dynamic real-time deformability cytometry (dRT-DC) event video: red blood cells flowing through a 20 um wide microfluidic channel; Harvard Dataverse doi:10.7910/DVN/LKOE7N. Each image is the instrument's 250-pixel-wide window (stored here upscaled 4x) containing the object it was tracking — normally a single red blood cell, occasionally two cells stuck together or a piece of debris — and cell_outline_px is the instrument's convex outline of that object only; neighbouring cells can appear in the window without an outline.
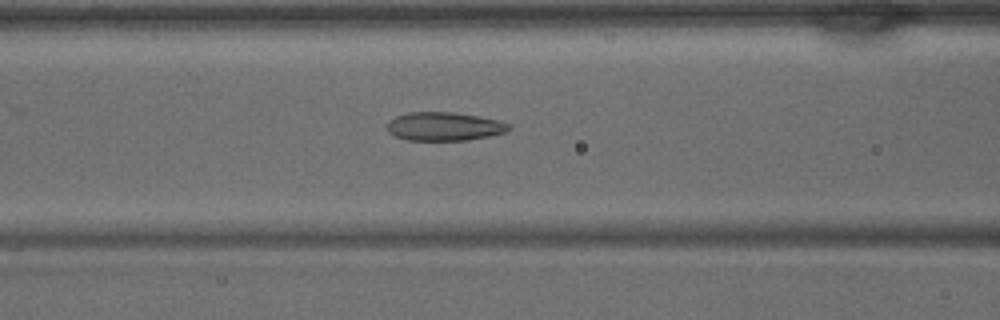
{"species": "common noctule bat (a hibernating species)", "species_latin": "Nyctalus noctula", "temperature_condition": "warm", "stored_images_in_passage": 26, "camera_frame_rate_fps": 3000, "um_per_image_px": 0.085, "animal": {"sex": "male", "body_mass_g": 15.6}, "frame": {"image": 1, "passage_image": 7, "time_ms": 2.0, "image_size_px": [1000, 320], "cell_outline_px": [[512, 128], [504, 132], [488, 136], [468, 140], [408, 140], [396, 136], [388, 132], [384, 128], [388, 120], [396, 116], [408, 112], [452, 112], [500, 120], [508, 124]], "centroid_in_image_um": [37.7, 10.74], "position_along_channel_um": 128.9, "area_um2": 20.29}}
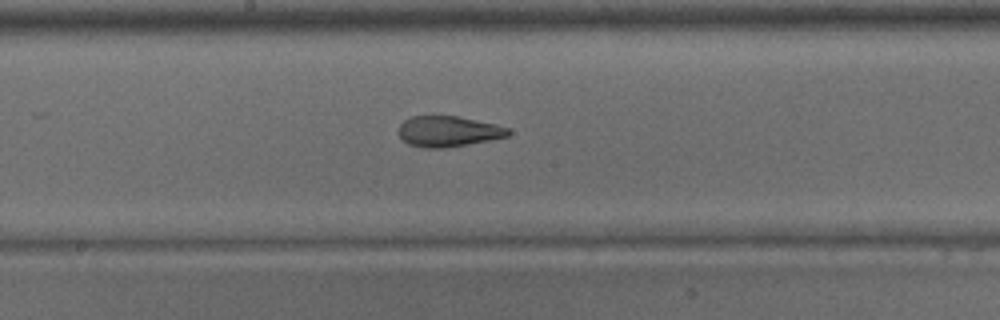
{"frame": {"image": 2, "passage_image": 12, "time_ms": 3.667, "image_size_px": [1000, 320], "cell_outline_px": [[512, 132], [508, 136], [488, 140], [444, 148], [424, 148], [408, 144], [396, 132], [400, 124], [404, 120], [412, 116], [456, 116], [496, 124], [508, 128]], "centroid_in_image_um": [38.07, 11.16], "position_along_channel_um": 210.1, "area_um2": 19.54}}
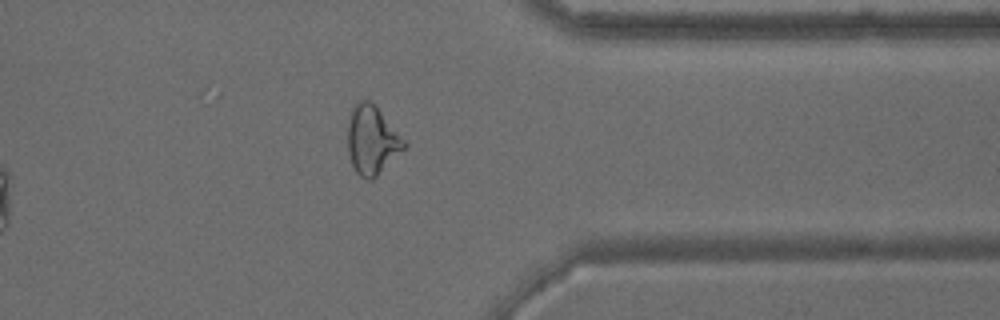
{"frame": {"image": 3, "passage_image": 23, "time_ms": 7.333, "image_size_px": [1000, 320], "cell_outline_px": [[408, 144], [372, 180], [368, 180], [360, 176], [356, 172], [352, 164], [348, 152], [348, 124], [352, 108], [356, 100], [372, 100], [376, 104]], "centroid_in_image_um": [31.61, 11.86], "position_along_channel_um": 379.8, "area_um2": 22.54}}